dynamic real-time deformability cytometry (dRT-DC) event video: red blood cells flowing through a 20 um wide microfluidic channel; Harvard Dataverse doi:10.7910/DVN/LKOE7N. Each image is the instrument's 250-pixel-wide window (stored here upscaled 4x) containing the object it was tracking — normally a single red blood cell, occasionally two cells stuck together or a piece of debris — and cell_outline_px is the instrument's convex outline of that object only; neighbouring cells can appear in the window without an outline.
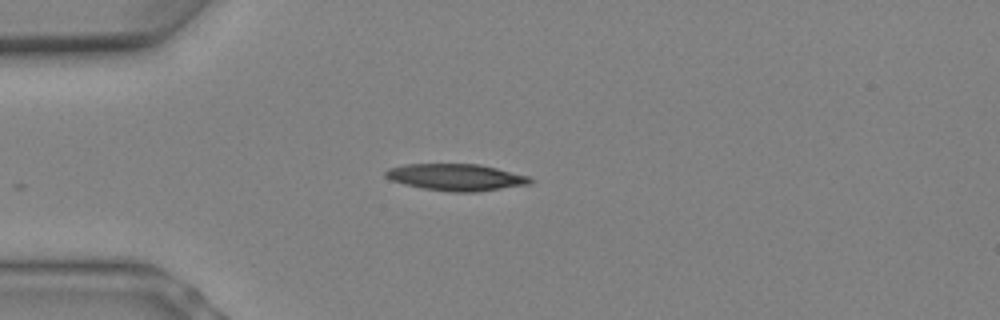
{"species": "Egyptian fruit bat (a non-hibernating species)", "species_latin": "Rousettus aegyptiacus", "temperature_condition": "warm", "stored_images_in_passage": 6, "camera_frame_rate_fps": 3000, "um_per_image_px": 0.085, "animal": {"sex": "female"}, "frame": {"image": 1, "passage_image": 1, "time_ms": 0.0, "image_size_px": [1000, 320], "cell_outline_px": [[536, 180], [528, 184], [476, 192], [452, 192], [424, 188], [404, 184], [392, 180], [384, 176], [384, 172], [388, 168], [404, 164], [480, 164], [528, 176]], "centroid_in_image_um": [38.75, 15.06], "position_along_channel_um": 46.2, "area_um2": 22.43}}
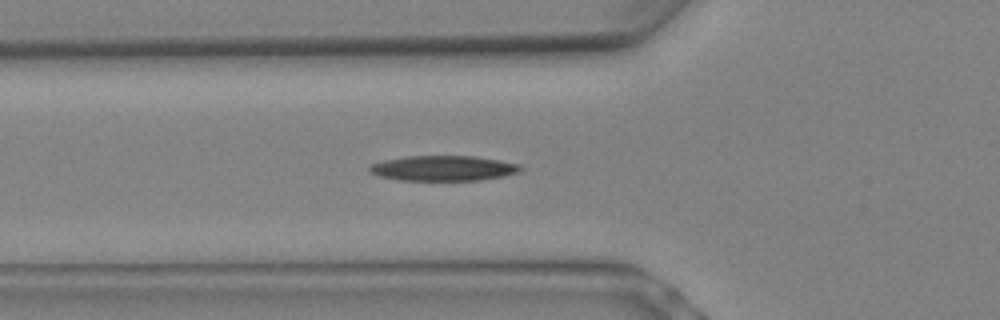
{"frame": {"image": 2, "passage_image": 3, "time_ms": 0.667, "image_size_px": [1000, 320], "cell_outline_px": [[524, 168], [520, 172], [480, 180], [400, 180], [380, 176], [372, 172], [368, 168], [372, 164], [384, 160], [404, 156], [476, 156], [500, 160], [520, 164]], "centroid_in_image_um": [37.72, 14.29], "position_along_channel_um": 88.1, "area_um2": 22.08}}
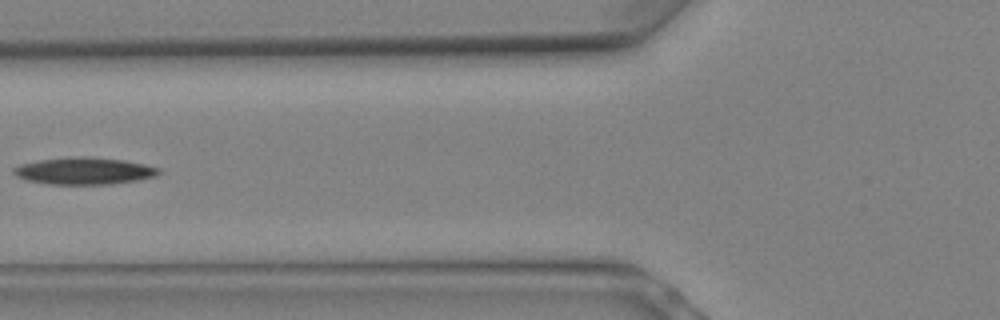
{"frame": {"image": 3, "passage_image": 4, "time_ms": 1.0, "image_size_px": [1000, 320], "cell_outline_px": [[164, 172], [156, 176], [136, 180], [112, 184], [48, 184], [24, 180], [16, 176], [12, 172], [12, 168], [20, 164], [40, 160], [72, 156], [88, 156], [124, 160], [144, 164], [160, 168]], "centroid_in_image_um": [7.15, 14.52], "position_along_channel_um": 118.7, "area_um2": 23.12}}